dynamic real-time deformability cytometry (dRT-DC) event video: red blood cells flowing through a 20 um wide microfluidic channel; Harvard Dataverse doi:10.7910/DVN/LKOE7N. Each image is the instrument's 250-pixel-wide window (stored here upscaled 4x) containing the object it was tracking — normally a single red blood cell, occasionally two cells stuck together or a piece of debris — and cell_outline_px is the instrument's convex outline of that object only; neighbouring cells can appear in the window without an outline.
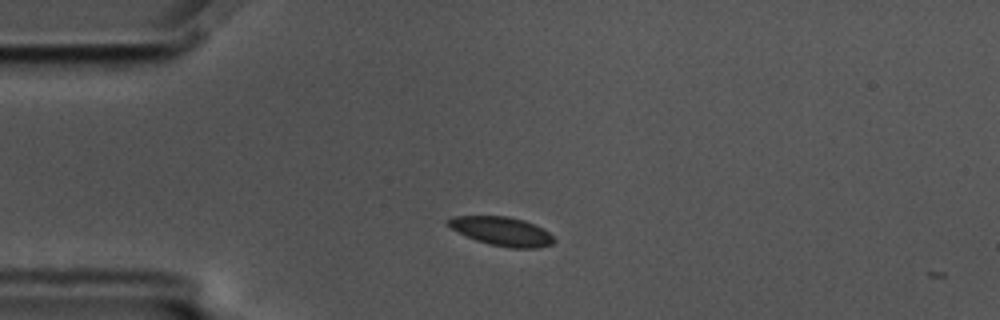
{"species": "common noctule bat (a hibernating species)", "species_latin": "Nyctalus noctula", "temperature_condition": "cold", "stored_images_in_passage": 3, "camera_frame_rate_fps": 3000, "um_per_image_px": 0.085, "animal": {"sex": "male", "body_mass_g": 17.5, "forearm_length_mm": 52.3}, "frame": {"image": 1, "passage_image": 2, "time_ms": 0.333, "image_size_px": [1000, 320], "cell_outline_px": [[556, 240], [552, 244], [540, 248], [508, 248], [488, 244], [476, 240], [444, 224], [444, 220], [452, 216], [508, 216], [524, 220], [544, 228]], "centroid_in_image_um": [42.66, 19.65], "position_along_channel_um": 42.3, "area_um2": 17.98}}